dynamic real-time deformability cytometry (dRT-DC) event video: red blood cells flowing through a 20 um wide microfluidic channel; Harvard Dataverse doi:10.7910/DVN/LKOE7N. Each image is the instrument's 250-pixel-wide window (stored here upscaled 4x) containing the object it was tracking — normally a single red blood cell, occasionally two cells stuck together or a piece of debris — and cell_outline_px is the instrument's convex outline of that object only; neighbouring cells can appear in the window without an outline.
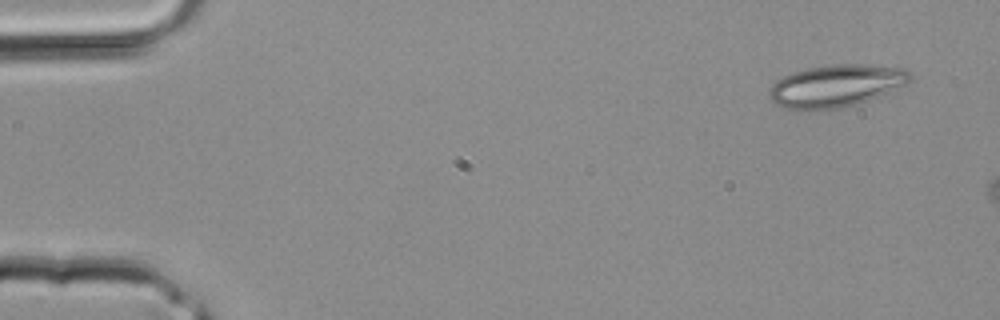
{"species": "common noctule bat (a hibernating species)", "species_latin": "Nyctalus noctula", "temperature_condition": "room temperature", "stored_images_in_passage": 3, "camera_frame_rate_fps": 3000, "um_per_image_px": 0.085, "animal": {"sex": "male", "body_mass_g": 20.4}, "frame": {"image": 1, "passage_image": 1, "time_ms": 0.0, "image_size_px": [1000, 320], "cell_outline_px": [[912, 80], [908, 84], [868, 100], [856, 104], [840, 108], [796, 112], [776, 104], [768, 96], [768, 88], [776, 80], [784, 76], [796, 72], [812, 68], [836, 64], [864, 64], [904, 68], [912, 76]], "centroid_in_image_um": [71.04, 7.32], "position_along_channel_um": 14.0, "area_um2": 34.91}}